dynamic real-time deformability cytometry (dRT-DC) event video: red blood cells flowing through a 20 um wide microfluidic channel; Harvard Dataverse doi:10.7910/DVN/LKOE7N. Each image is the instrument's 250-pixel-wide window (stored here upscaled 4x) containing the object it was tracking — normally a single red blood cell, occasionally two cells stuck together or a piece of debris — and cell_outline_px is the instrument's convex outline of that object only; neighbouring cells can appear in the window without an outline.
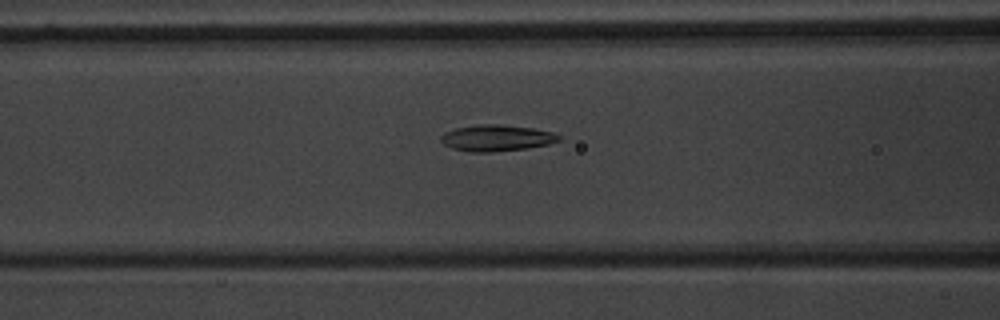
{"species": "common noctule bat (a hibernating species)", "species_latin": "Nyctalus noctula", "temperature_condition": "warm", "stored_images_in_passage": 44, "camera_frame_rate_fps": 3000, "um_per_image_px": 0.085, "animal": {"sex": "male", "body_mass_g": 20.1, "forearm_length_mm": 53.5}, "frame": {"image": 1, "passage_image": 14, "time_ms": 4.333, "image_size_px": [1000, 320], "cell_outline_px": [[564, 140], [548, 144], [528, 148], [492, 152], [468, 152], [452, 148], [444, 144], [440, 140], [440, 136], [444, 132], [456, 128], [480, 124], [496, 124], [532, 128], [552, 132], [564, 136]], "centroid_in_image_um": [42.24, 11.73], "position_along_channel_um": 124.4, "area_um2": 18.26}}
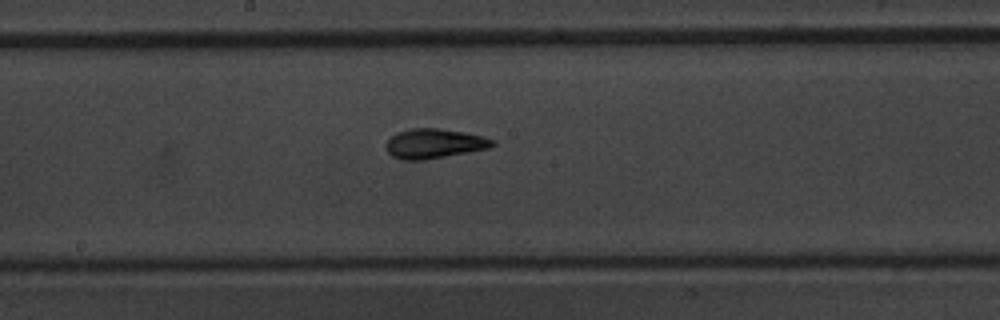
{"frame": {"image": 2, "passage_image": 21, "time_ms": 6.667, "image_size_px": [1000, 320], "cell_outline_px": [[496, 144], [488, 148], [468, 152], [424, 160], [400, 160], [392, 156], [388, 152], [384, 144], [396, 132], [412, 128], [440, 128], [464, 132], [484, 136], [496, 140]], "centroid_in_image_um": [36.9, 12.2], "position_along_channel_um": 211.3, "area_um2": 18.55}}
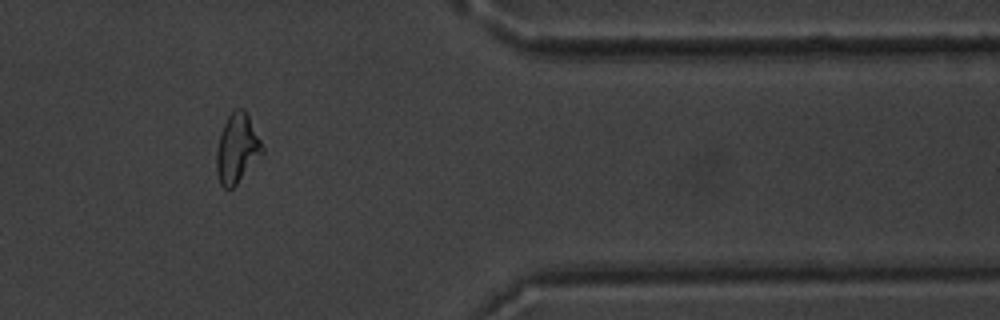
{"frame": {"image": 3, "passage_image": 37, "time_ms": 12.0, "image_size_px": [1000, 320], "cell_outline_px": [[264, 152], [236, 184], [232, 188], [224, 188], [220, 184], [216, 172], [216, 152], [220, 132], [228, 116], [236, 108], [244, 108], [264, 148]], "centroid_in_image_um": [20.13, 12.62], "position_along_channel_um": 391.3, "area_um2": 18.26}}